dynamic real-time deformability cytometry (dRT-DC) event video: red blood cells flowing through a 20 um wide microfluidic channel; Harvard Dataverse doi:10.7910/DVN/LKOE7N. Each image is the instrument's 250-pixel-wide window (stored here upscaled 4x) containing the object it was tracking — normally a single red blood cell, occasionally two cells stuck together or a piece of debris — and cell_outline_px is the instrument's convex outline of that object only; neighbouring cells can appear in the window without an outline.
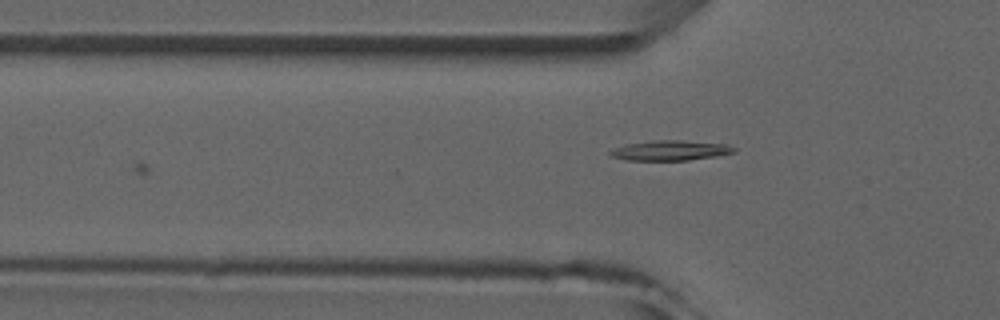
{"species": "common noctule bat (a hibernating species)", "species_latin": "Nyctalus noctula", "temperature_condition": "room temperature", "stored_images_in_passage": 7, "camera_frame_rate_fps": 3000, "um_per_image_px": 0.085, "animal": {"sex": "male", "forearm_length_mm": 52.5}, "frame": {"image": 1, "passage_image": 7, "time_ms": 7.667, "image_size_px": [1000, 320], "cell_outline_px": [[736, 152], [716, 156], [688, 160], [624, 160], [612, 156], [608, 152], [624, 144], [652, 140], [680, 140], [724, 144], [736, 148]], "centroid_in_image_um": [56.96, 12.78], "position_along_channel_um": 68.8, "area_um2": 14.39}}